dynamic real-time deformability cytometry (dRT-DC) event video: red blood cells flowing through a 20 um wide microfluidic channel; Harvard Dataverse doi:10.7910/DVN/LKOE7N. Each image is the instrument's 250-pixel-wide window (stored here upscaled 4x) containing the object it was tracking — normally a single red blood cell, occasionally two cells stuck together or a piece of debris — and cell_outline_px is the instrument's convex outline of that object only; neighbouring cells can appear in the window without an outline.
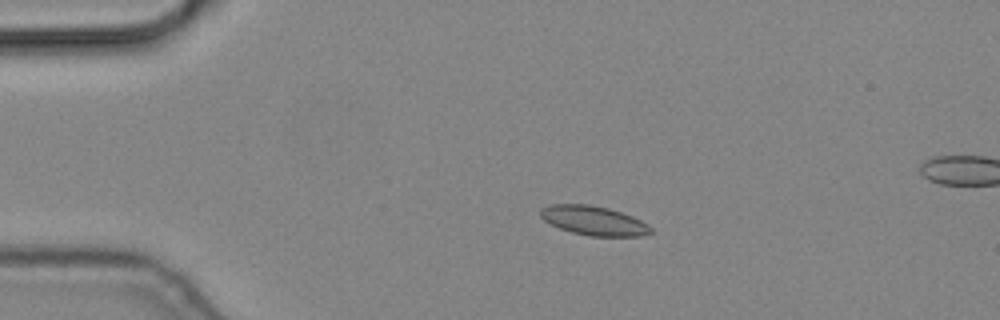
{"species": "common noctule bat (a hibernating species)", "species_latin": "Nyctalus noctula", "temperature_condition": "cold", "stored_images_in_passage": 7, "camera_frame_rate_fps": 3000, "um_per_image_px": 0.085, "animal": {"sex": "male", "body_mass_g": 19.2, "forearm_length_mm": 51.8}, "frame": {"image": 1, "passage_image": 4, "time_ms": 1.0, "image_size_px": [1000, 320], "cell_outline_px": [[652, 232], [640, 236], [588, 236], [572, 232], [560, 228], [544, 220], [540, 216], [540, 208], [552, 204], [588, 204], [608, 208], [632, 216], [648, 224], [652, 228]], "centroid_in_image_um": [50.46, 18.75], "position_along_channel_um": 34.5, "area_um2": 18.73}}
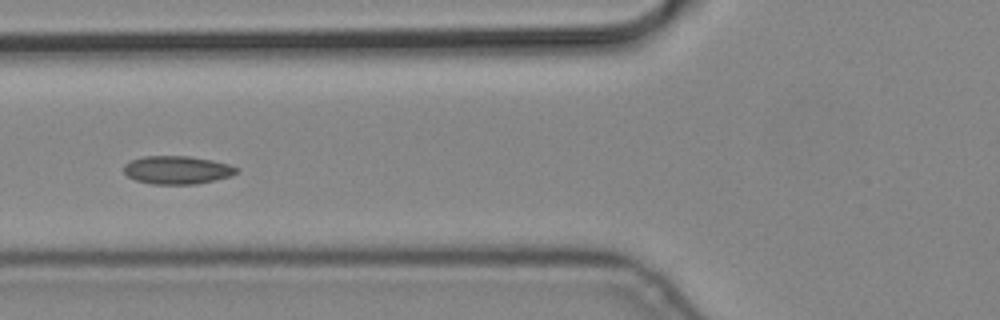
{"frame": {"image": 2, "passage_image": 7, "time_ms": 2.0, "image_size_px": [1000, 320], "cell_outline_px": [[240, 168], [232, 176], [196, 184], [152, 184], [136, 180], [128, 176], [124, 172], [124, 164], [132, 160], [144, 156], [188, 156], [212, 160], [228, 164]], "centroid_in_image_um": [15.07, 14.45], "position_along_channel_um": 110.7, "area_um2": 18.44}}